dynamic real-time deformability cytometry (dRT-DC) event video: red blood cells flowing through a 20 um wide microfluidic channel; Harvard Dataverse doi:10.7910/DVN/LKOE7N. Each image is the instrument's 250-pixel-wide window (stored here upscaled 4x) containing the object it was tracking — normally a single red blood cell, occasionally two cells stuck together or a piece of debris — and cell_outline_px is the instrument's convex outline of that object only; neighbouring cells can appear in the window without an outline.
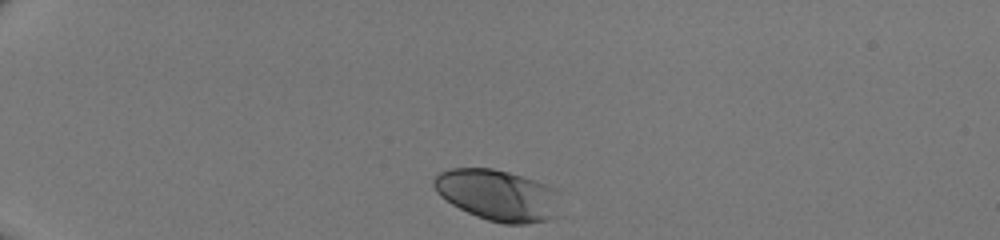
{"species": "human", "species_latin": "Homo sapiens", "temperature_condition": "room temperature", "stored_images_in_passage": 31, "camera_frame_rate_fps": 3000, "um_per_image_px": 0.085, "donor": {"sex": "male"}, "frame": {"image": 1, "passage_image": 1, "time_ms": 0.0, "image_size_px": [1000, 240], "cell_outline_px": [[564, 216], [548, 220], [524, 224], [504, 224], [488, 220], [476, 216], [452, 204], [440, 196], [436, 192], [432, 184], [432, 180], [440, 172], [452, 168], [492, 168], [508, 172], [556, 188], [560, 192]], "centroid_in_image_um": [42.41, 16.62], "position_along_channel_um": 42.6, "area_um2": 38.49}}
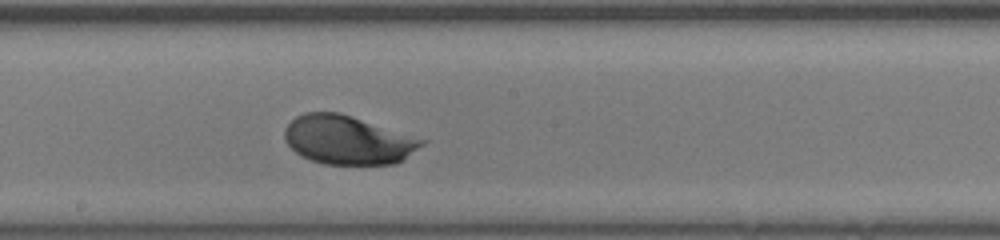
{"frame": {"image": 2, "passage_image": 18, "time_ms": 5.667, "image_size_px": [1000, 240], "cell_outline_px": [[428, 140], [424, 144], [404, 160], [396, 164], [324, 164], [300, 156], [284, 140], [284, 128], [296, 116], [304, 112], [340, 112]], "centroid_in_image_um": [29.58, 11.89], "position_along_channel_um": 218.6, "area_um2": 39.19}}
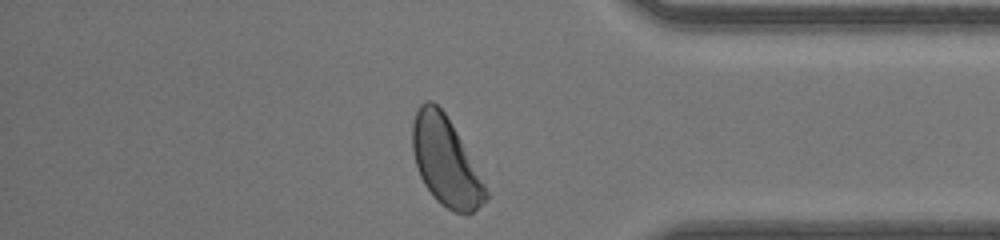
{"frame": {"image": 3, "passage_image": 31, "time_ms": 10.0, "image_size_px": [1000, 240], "cell_outline_px": [[488, 196], [468, 216], [464, 216], [440, 204], [436, 200], [424, 184], [420, 176], [416, 164], [412, 148], [412, 124], [416, 112], [420, 104], [428, 100], [432, 100], [444, 112], [456, 132], [484, 184], [488, 192]], "centroid_in_image_um": [37.84, 13.73], "position_along_channel_um": 397.4, "area_um2": 37.05}}